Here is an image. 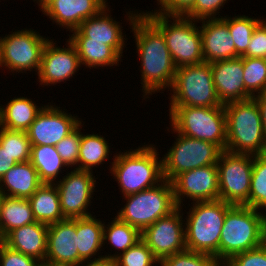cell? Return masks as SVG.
Masks as SVG:
<instances>
[{
	"mask_svg": "<svg viewBox=\"0 0 266 266\" xmlns=\"http://www.w3.org/2000/svg\"><path fill=\"white\" fill-rule=\"evenodd\" d=\"M0 146L17 163L30 161L32 144L26 131L8 130L0 127Z\"/></svg>",
	"mask_w": 266,
	"mask_h": 266,
	"instance_id": "cell-35",
	"label": "cell"
},
{
	"mask_svg": "<svg viewBox=\"0 0 266 266\" xmlns=\"http://www.w3.org/2000/svg\"><path fill=\"white\" fill-rule=\"evenodd\" d=\"M264 211L233 205L225 215L219 242V262L263 244Z\"/></svg>",
	"mask_w": 266,
	"mask_h": 266,
	"instance_id": "cell-5",
	"label": "cell"
},
{
	"mask_svg": "<svg viewBox=\"0 0 266 266\" xmlns=\"http://www.w3.org/2000/svg\"><path fill=\"white\" fill-rule=\"evenodd\" d=\"M2 198H3V195L0 193V204H1Z\"/></svg>",
	"mask_w": 266,
	"mask_h": 266,
	"instance_id": "cell-51",
	"label": "cell"
},
{
	"mask_svg": "<svg viewBox=\"0 0 266 266\" xmlns=\"http://www.w3.org/2000/svg\"><path fill=\"white\" fill-rule=\"evenodd\" d=\"M245 100L266 92V58L243 57Z\"/></svg>",
	"mask_w": 266,
	"mask_h": 266,
	"instance_id": "cell-33",
	"label": "cell"
},
{
	"mask_svg": "<svg viewBox=\"0 0 266 266\" xmlns=\"http://www.w3.org/2000/svg\"><path fill=\"white\" fill-rule=\"evenodd\" d=\"M265 212H264V219H263V244L264 245H266V213Z\"/></svg>",
	"mask_w": 266,
	"mask_h": 266,
	"instance_id": "cell-49",
	"label": "cell"
},
{
	"mask_svg": "<svg viewBox=\"0 0 266 266\" xmlns=\"http://www.w3.org/2000/svg\"><path fill=\"white\" fill-rule=\"evenodd\" d=\"M137 11V12H136ZM134 13V14H133ZM126 21L134 34L136 53L141 60L140 75L143 99L171 88L176 66L172 60L162 31L142 12H126ZM165 89V90H164Z\"/></svg>",
	"mask_w": 266,
	"mask_h": 266,
	"instance_id": "cell-1",
	"label": "cell"
},
{
	"mask_svg": "<svg viewBox=\"0 0 266 266\" xmlns=\"http://www.w3.org/2000/svg\"><path fill=\"white\" fill-rule=\"evenodd\" d=\"M222 266H266V245L235 254Z\"/></svg>",
	"mask_w": 266,
	"mask_h": 266,
	"instance_id": "cell-41",
	"label": "cell"
},
{
	"mask_svg": "<svg viewBox=\"0 0 266 266\" xmlns=\"http://www.w3.org/2000/svg\"><path fill=\"white\" fill-rule=\"evenodd\" d=\"M95 216L76 218L79 266L86 261L104 257V255H99L103 254L101 251L103 250L104 221Z\"/></svg>",
	"mask_w": 266,
	"mask_h": 266,
	"instance_id": "cell-25",
	"label": "cell"
},
{
	"mask_svg": "<svg viewBox=\"0 0 266 266\" xmlns=\"http://www.w3.org/2000/svg\"><path fill=\"white\" fill-rule=\"evenodd\" d=\"M35 3H37L39 9L43 11L53 0H33Z\"/></svg>",
	"mask_w": 266,
	"mask_h": 266,
	"instance_id": "cell-48",
	"label": "cell"
},
{
	"mask_svg": "<svg viewBox=\"0 0 266 266\" xmlns=\"http://www.w3.org/2000/svg\"><path fill=\"white\" fill-rule=\"evenodd\" d=\"M17 162L0 146V179L8 172Z\"/></svg>",
	"mask_w": 266,
	"mask_h": 266,
	"instance_id": "cell-45",
	"label": "cell"
},
{
	"mask_svg": "<svg viewBox=\"0 0 266 266\" xmlns=\"http://www.w3.org/2000/svg\"><path fill=\"white\" fill-rule=\"evenodd\" d=\"M254 155L222 151L218 158L219 199L249 207Z\"/></svg>",
	"mask_w": 266,
	"mask_h": 266,
	"instance_id": "cell-12",
	"label": "cell"
},
{
	"mask_svg": "<svg viewBox=\"0 0 266 266\" xmlns=\"http://www.w3.org/2000/svg\"><path fill=\"white\" fill-rule=\"evenodd\" d=\"M35 102L30 98L20 96L11 98L6 105L0 104V127L26 131L45 106L41 104L39 107Z\"/></svg>",
	"mask_w": 266,
	"mask_h": 266,
	"instance_id": "cell-26",
	"label": "cell"
},
{
	"mask_svg": "<svg viewBox=\"0 0 266 266\" xmlns=\"http://www.w3.org/2000/svg\"><path fill=\"white\" fill-rule=\"evenodd\" d=\"M260 109L261 112V118H262V124H263V130H264V135L266 139V92L263 94L257 95L253 97Z\"/></svg>",
	"mask_w": 266,
	"mask_h": 266,
	"instance_id": "cell-46",
	"label": "cell"
},
{
	"mask_svg": "<svg viewBox=\"0 0 266 266\" xmlns=\"http://www.w3.org/2000/svg\"><path fill=\"white\" fill-rule=\"evenodd\" d=\"M43 266H63V265H52V264H49V263H44Z\"/></svg>",
	"mask_w": 266,
	"mask_h": 266,
	"instance_id": "cell-50",
	"label": "cell"
},
{
	"mask_svg": "<svg viewBox=\"0 0 266 266\" xmlns=\"http://www.w3.org/2000/svg\"><path fill=\"white\" fill-rule=\"evenodd\" d=\"M44 262L14 250L0 240V266H43Z\"/></svg>",
	"mask_w": 266,
	"mask_h": 266,
	"instance_id": "cell-42",
	"label": "cell"
},
{
	"mask_svg": "<svg viewBox=\"0 0 266 266\" xmlns=\"http://www.w3.org/2000/svg\"><path fill=\"white\" fill-rule=\"evenodd\" d=\"M109 8H111L110 5H107L97 15L84 20L68 36L69 38H88V41L104 42V44L110 45L123 57L122 53L127 44L125 40H128V38L122 32V23L111 17V10Z\"/></svg>",
	"mask_w": 266,
	"mask_h": 266,
	"instance_id": "cell-18",
	"label": "cell"
},
{
	"mask_svg": "<svg viewBox=\"0 0 266 266\" xmlns=\"http://www.w3.org/2000/svg\"><path fill=\"white\" fill-rule=\"evenodd\" d=\"M107 139L100 134L82 133L80 150L78 157V170L91 171L112 157L110 152L111 146L108 145ZM97 165V166H96Z\"/></svg>",
	"mask_w": 266,
	"mask_h": 266,
	"instance_id": "cell-32",
	"label": "cell"
},
{
	"mask_svg": "<svg viewBox=\"0 0 266 266\" xmlns=\"http://www.w3.org/2000/svg\"><path fill=\"white\" fill-rule=\"evenodd\" d=\"M36 222L28 199L3 196L0 204V240L14 228Z\"/></svg>",
	"mask_w": 266,
	"mask_h": 266,
	"instance_id": "cell-29",
	"label": "cell"
},
{
	"mask_svg": "<svg viewBox=\"0 0 266 266\" xmlns=\"http://www.w3.org/2000/svg\"><path fill=\"white\" fill-rule=\"evenodd\" d=\"M75 46L81 66L99 68L119 66L121 56L104 42L88 41V38H68Z\"/></svg>",
	"mask_w": 266,
	"mask_h": 266,
	"instance_id": "cell-27",
	"label": "cell"
},
{
	"mask_svg": "<svg viewBox=\"0 0 266 266\" xmlns=\"http://www.w3.org/2000/svg\"><path fill=\"white\" fill-rule=\"evenodd\" d=\"M105 223L103 227V246L109 244L113 247L110 251L112 249L116 251L113 254H111L112 252L110 254L106 252L104 257L115 259L119 254L141 240V232L137 228L121 221L117 216L112 218L111 222Z\"/></svg>",
	"mask_w": 266,
	"mask_h": 266,
	"instance_id": "cell-31",
	"label": "cell"
},
{
	"mask_svg": "<svg viewBox=\"0 0 266 266\" xmlns=\"http://www.w3.org/2000/svg\"><path fill=\"white\" fill-rule=\"evenodd\" d=\"M47 240L48 225L37 221L14 228L2 239L10 248L43 262L47 253Z\"/></svg>",
	"mask_w": 266,
	"mask_h": 266,
	"instance_id": "cell-23",
	"label": "cell"
},
{
	"mask_svg": "<svg viewBox=\"0 0 266 266\" xmlns=\"http://www.w3.org/2000/svg\"><path fill=\"white\" fill-rule=\"evenodd\" d=\"M249 207L266 211V153L254 155Z\"/></svg>",
	"mask_w": 266,
	"mask_h": 266,
	"instance_id": "cell-36",
	"label": "cell"
},
{
	"mask_svg": "<svg viewBox=\"0 0 266 266\" xmlns=\"http://www.w3.org/2000/svg\"><path fill=\"white\" fill-rule=\"evenodd\" d=\"M217 96L224 105L245 100L243 56L210 63Z\"/></svg>",
	"mask_w": 266,
	"mask_h": 266,
	"instance_id": "cell-22",
	"label": "cell"
},
{
	"mask_svg": "<svg viewBox=\"0 0 266 266\" xmlns=\"http://www.w3.org/2000/svg\"><path fill=\"white\" fill-rule=\"evenodd\" d=\"M243 57L266 58V18L255 27Z\"/></svg>",
	"mask_w": 266,
	"mask_h": 266,
	"instance_id": "cell-43",
	"label": "cell"
},
{
	"mask_svg": "<svg viewBox=\"0 0 266 266\" xmlns=\"http://www.w3.org/2000/svg\"><path fill=\"white\" fill-rule=\"evenodd\" d=\"M28 200L37 222L50 225L66 219L55 184H42Z\"/></svg>",
	"mask_w": 266,
	"mask_h": 266,
	"instance_id": "cell-28",
	"label": "cell"
},
{
	"mask_svg": "<svg viewBox=\"0 0 266 266\" xmlns=\"http://www.w3.org/2000/svg\"><path fill=\"white\" fill-rule=\"evenodd\" d=\"M30 162L37 170L43 184L57 183L62 176L60 173H64L62 170L65 167L69 168L56 151L55 146L51 145H32Z\"/></svg>",
	"mask_w": 266,
	"mask_h": 266,
	"instance_id": "cell-30",
	"label": "cell"
},
{
	"mask_svg": "<svg viewBox=\"0 0 266 266\" xmlns=\"http://www.w3.org/2000/svg\"><path fill=\"white\" fill-rule=\"evenodd\" d=\"M108 4L107 0H53L42 13L70 34Z\"/></svg>",
	"mask_w": 266,
	"mask_h": 266,
	"instance_id": "cell-20",
	"label": "cell"
},
{
	"mask_svg": "<svg viewBox=\"0 0 266 266\" xmlns=\"http://www.w3.org/2000/svg\"><path fill=\"white\" fill-rule=\"evenodd\" d=\"M142 12L162 31L176 67L205 62L200 28L196 25L200 23L199 21L182 15L171 16L156 12Z\"/></svg>",
	"mask_w": 266,
	"mask_h": 266,
	"instance_id": "cell-6",
	"label": "cell"
},
{
	"mask_svg": "<svg viewBox=\"0 0 266 266\" xmlns=\"http://www.w3.org/2000/svg\"><path fill=\"white\" fill-rule=\"evenodd\" d=\"M227 2L228 0H195L194 4L182 16L197 21L222 18L223 16L219 14L220 9Z\"/></svg>",
	"mask_w": 266,
	"mask_h": 266,
	"instance_id": "cell-40",
	"label": "cell"
},
{
	"mask_svg": "<svg viewBox=\"0 0 266 266\" xmlns=\"http://www.w3.org/2000/svg\"><path fill=\"white\" fill-rule=\"evenodd\" d=\"M55 183L60 197V205L66 219L92 216L89 208L98 178L91 171L71 169ZM89 207V208H88Z\"/></svg>",
	"mask_w": 266,
	"mask_h": 266,
	"instance_id": "cell-13",
	"label": "cell"
},
{
	"mask_svg": "<svg viewBox=\"0 0 266 266\" xmlns=\"http://www.w3.org/2000/svg\"><path fill=\"white\" fill-rule=\"evenodd\" d=\"M123 198L126 203L115 215L140 232L177 208L173 186L168 180Z\"/></svg>",
	"mask_w": 266,
	"mask_h": 266,
	"instance_id": "cell-8",
	"label": "cell"
},
{
	"mask_svg": "<svg viewBox=\"0 0 266 266\" xmlns=\"http://www.w3.org/2000/svg\"><path fill=\"white\" fill-rule=\"evenodd\" d=\"M76 218L48 225L47 253L44 263L79 266Z\"/></svg>",
	"mask_w": 266,
	"mask_h": 266,
	"instance_id": "cell-19",
	"label": "cell"
},
{
	"mask_svg": "<svg viewBox=\"0 0 266 266\" xmlns=\"http://www.w3.org/2000/svg\"><path fill=\"white\" fill-rule=\"evenodd\" d=\"M195 0H157L158 9L154 11L163 15H183L193 4Z\"/></svg>",
	"mask_w": 266,
	"mask_h": 266,
	"instance_id": "cell-44",
	"label": "cell"
},
{
	"mask_svg": "<svg viewBox=\"0 0 266 266\" xmlns=\"http://www.w3.org/2000/svg\"><path fill=\"white\" fill-rule=\"evenodd\" d=\"M66 47L57 46L54 39H49L43 48L38 80L41 86H53L66 83L80 69L81 63L75 46L67 39Z\"/></svg>",
	"mask_w": 266,
	"mask_h": 266,
	"instance_id": "cell-16",
	"label": "cell"
},
{
	"mask_svg": "<svg viewBox=\"0 0 266 266\" xmlns=\"http://www.w3.org/2000/svg\"><path fill=\"white\" fill-rule=\"evenodd\" d=\"M10 32L0 37V69L4 67L12 74H24L27 71H35L38 74L43 48L49 37L32 28Z\"/></svg>",
	"mask_w": 266,
	"mask_h": 266,
	"instance_id": "cell-10",
	"label": "cell"
},
{
	"mask_svg": "<svg viewBox=\"0 0 266 266\" xmlns=\"http://www.w3.org/2000/svg\"><path fill=\"white\" fill-rule=\"evenodd\" d=\"M115 259L118 266H154L160 264L151 249L142 240L119 254Z\"/></svg>",
	"mask_w": 266,
	"mask_h": 266,
	"instance_id": "cell-37",
	"label": "cell"
},
{
	"mask_svg": "<svg viewBox=\"0 0 266 266\" xmlns=\"http://www.w3.org/2000/svg\"><path fill=\"white\" fill-rule=\"evenodd\" d=\"M160 266H222L213 256L185 250L160 261Z\"/></svg>",
	"mask_w": 266,
	"mask_h": 266,
	"instance_id": "cell-39",
	"label": "cell"
},
{
	"mask_svg": "<svg viewBox=\"0 0 266 266\" xmlns=\"http://www.w3.org/2000/svg\"><path fill=\"white\" fill-rule=\"evenodd\" d=\"M183 207L159 218L141 232V240L155 257L162 259L186 250Z\"/></svg>",
	"mask_w": 266,
	"mask_h": 266,
	"instance_id": "cell-14",
	"label": "cell"
},
{
	"mask_svg": "<svg viewBox=\"0 0 266 266\" xmlns=\"http://www.w3.org/2000/svg\"><path fill=\"white\" fill-rule=\"evenodd\" d=\"M42 184L30 161L19 162L0 179V193L7 197L28 199Z\"/></svg>",
	"mask_w": 266,
	"mask_h": 266,
	"instance_id": "cell-24",
	"label": "cell"
},
{
	"mask_svg": "<svg viewBox=\"0 0 266 266\" xmlns=\"http://www.w3.org/2000/svg\"><path fill=\"white\" fill-rule=\"evenodd\" d=\"M169 95V106L224 107L216 93L211 65L206 62L177 67Z\"/></svg>",
	"mask_w": 266,
	"mask_h": 266,
	"instance_id": "cell-9",
	"label": "cell"
},
{
	"mask_svg": "<svg viewBox=\"0 0 266 266\" xmlns=\"http://www.w3.org/2000/svg\"><path fill=\"white\" fill-rule=\"evenodd\" d=\"M82 266H118V264L114 258L102 257L99 259L86 261Z\"/></svg>",
	"mask_w": 266,
	"mask_h": 266,
	"instance_id": "cell-47",
	"label": "cell"
},
{
	"mask_svg": "<svg viewBox=\"0 0 266 266\" xmlns=\"http://www.w3.org/2000/svg\"><path fill=\"white\" fill-rule=\"evenodd\" d=\"M222 18L228 24V30L234 40L236 52L242 56L247 51L255 27L262 20L260 18L263 17L256 19V17L239 14L232 16V18L228 15Z\"/></svg>",
	"mask_w": 266,
	"mask_h": 266,
	"instance_id": "cell-34",
	"label": "cell"
},
{
	"mask_svg": "<svg viewBox=\"0 0 266 266\" xmlns=\"http://www.w3.org/2000/svg\"><path fill=\"white\" fill-rule=\"evenodd\" d=\"M185 217L186 250L207 254L219 261V242L226 212L233 206L223 200L192 202Z\"/></svg>",
	"mask_w": 266,
	"mask_h": 266,
	"instance_id": "cell-4",
	"label": "cell"
},
{
	"mask_svg": "<svg viewBox=\"0 0 266 266\" xmlns=\"http://www.w3.org/2000/svg\"><path fill=\"white\" fill-rule=\"evenodd\" d=\"M155 146L144 143V146L133 150L115 151L108 170L123 197L153 188L164 181L162 158Z\"/></svg>",
	"mask_w": 266,
	"mask_h": 266,
	"instance_id": "cell-2",
	"label": "cell"
},
{
	"mask_svg": "<svg viewBox=\"0 0 266 266\" xmlns=\"http://www.w3.org/2000/svg\"><path fill=\"white\" fill-rule=\"evenodd\" d=\"M172 146L162 157L164 180L171 182L177 175L195 168L217 165L222 150L214 143L193 139L175 132Z\"/></svg>",
	"mask_w": 266,
	"mask_h": 266,
	"instance_id": "cell-11",
	"label": "cell"
},
{
	"mask_svg": "<svg viewBox=\"0 0 266 266\" xmlns=\"http://www.w3.org/2000/svg\"><path fill=\"white\" fill-rule=\"evenodd\" d=\"M170 125L184 136L208 141L226 149L227 126L224 107L169 106Z\"/></svg>",
	"mask_w": 266,
	"mask_h": 266,
	"instance_id": "cell-7",
	"label": "cell"
},
{
	"mask_svg": "<svg viewBox=\"0 0 266 266\" xmlns=\"http://www.w3.org/2000/svg\"><path fill=\"white\" fill-rule=\"evenodd\" d=\"M177 207H184L183 199L213 201L219 199V176L217 165L195 168L177 175L172 181Z\"/></svg>",
	"mask_w": 266,
	"mask_h": 266,
	"instance_id": "cell-17",
	"label": "cell"
},
{
	"mask_svg": "<svg viewBox=\"0 0 266 266\" xmlns=\"http://www.w3.org/2000/svg\"><path fill=\"white\" fill-rule=\"evenodd\" d=\"M227 126L225 151L236 154L266 153L261 112L254 98L224 104Z\"/></svg>",
	"mask_w": 266,
	"mask_h": 266,
	"instance_id": "cell-3",
	"label": "cell"
},
{
	"mask_svg": "<svg viewBox=\"0 0 266 266\" xmlns=\"http://www.w3.org/2000/svg\"><path fill=\"white\" fill-rule=\"evenodd\" d=\"M47 104L26 130L32 145L55 146L83 122L77 115L72 116L65 109H60V106H55V103L54 106Z\"/></svg>",
	"mask_w": 266,
	"mask_h": 266,
	"instance_id": "cell-15",
	"label": "cell"
},
{
	"mask_svg": "<svg viewBox=\"0 0 266 266\" xmlns=\"http://www.w3.org/2000/svg\"><path fill=\"white\" fill-rule=\"evenodd\" d=\"M202 53L206 63L231 59L240 55L235 50L234 40L223 18L200 20Z\"/></svg>",
	"mask_w": 266,
	"mask_h": 266,
	"instance_id": "cell-21",
	"label": "cell"
},
{
	"mask_svg": "<svg viewBox=\"0 0 266 266\" xmlns=\"http://www.w3.org/2000/svg\"><path fill=\"white\" fill-rule=\"evenodd\" d=\"M84 123L85 122H83V124L81 123L74 131L55 145L56 151L61 156L64 163L71 169L74 167V169L78 170V157L82 137L81 129Z\"/></svg>",
	"mask_w": 266,
	"mask_h": 266,
	"instance_id": "cell-38",
	"label": "cell"
}]
</instances>
